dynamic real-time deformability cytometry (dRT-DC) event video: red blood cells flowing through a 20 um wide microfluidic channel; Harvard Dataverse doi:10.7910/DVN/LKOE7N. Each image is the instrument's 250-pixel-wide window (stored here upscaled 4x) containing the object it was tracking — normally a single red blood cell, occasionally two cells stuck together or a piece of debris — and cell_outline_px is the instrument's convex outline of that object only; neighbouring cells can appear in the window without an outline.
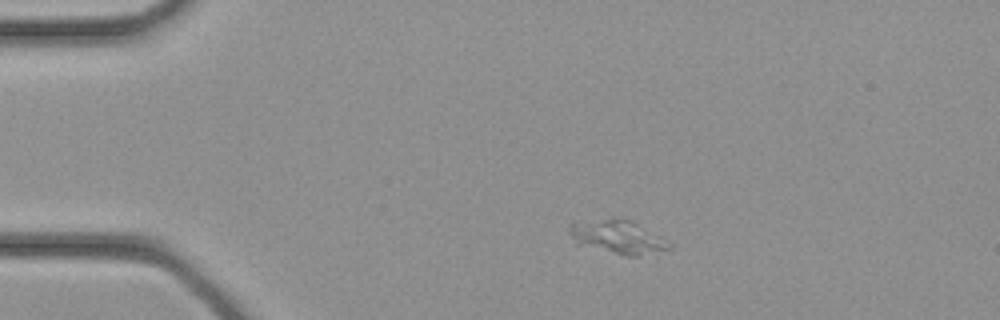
{"species": "common noctule bat (a hibernating species)", "species_latin": "Nyctalus noctula", "temperature_condition": "cold", "stored_images_in_passage": 29, "segment_of_instrument_passage": [1, 2], "camera_frame_rate_fps": 3000, "um_per_image_px": 0.085, "animal": {"sex": "female", "body_mass_g": 21.9}, "frame": {"image": 1, "passage_image": 1, "time_ms": 0.0, "image_size_px": [1000, 320], "cell_outline_px": [[672, 248], [636, 256], [624, 256], [580, 244], [568, 232], [568, 228], [572, 224], [612, 216], [620, 216], [632, 220], [660, 236], [672, 244]], "centroid_in_image_um": [52.55, 20.11], "position_along_channel_um": 32.5, "area_um2": 19.42}}